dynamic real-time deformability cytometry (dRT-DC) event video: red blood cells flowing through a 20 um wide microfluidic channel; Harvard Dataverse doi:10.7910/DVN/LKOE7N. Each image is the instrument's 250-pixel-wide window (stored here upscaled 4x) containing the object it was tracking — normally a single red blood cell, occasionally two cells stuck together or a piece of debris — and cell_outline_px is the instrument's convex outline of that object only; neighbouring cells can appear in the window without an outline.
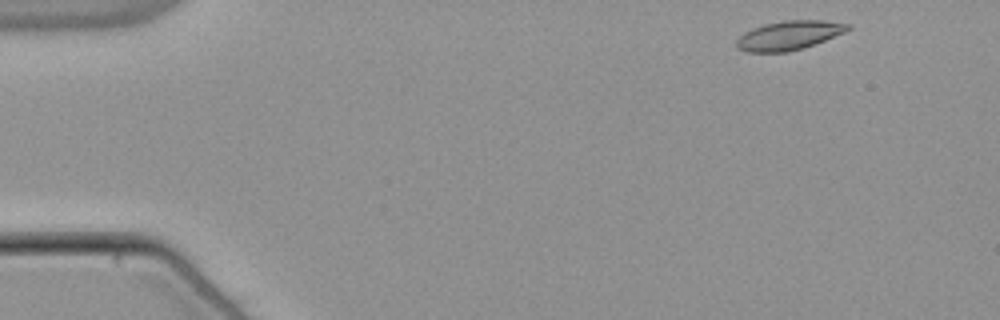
{"species": "common noctule bat (a hibernating species)", "species_latin": "Nyctalus noctula", "temperature_condition": "warm", "stored_images_in_passage": 49, "camera_frame_rate_fps": 3000, "um_per_image_px": 0.085, "animal": {"sex": "male", "body_mass_g": 21.5, "forearm_length_mm": 52.0}, "frame": {"image": 1, "passage_image": 1, "time_ms": 0.0, "image_size_px": [1000, 320], "cell_outline_px": [[852, 28], [844, 32], [816, 44], [804, 48], [788, 52], [748, 52], [736, 48], [736, 40], [744, 32], [752, 28], [764, 24], [784, 20], [824, 20], [852, 24]], "centroid_in_image_um": [67.07, 3.0], "position_along_channel_um": 17.9, "area_um2": 19.07}}
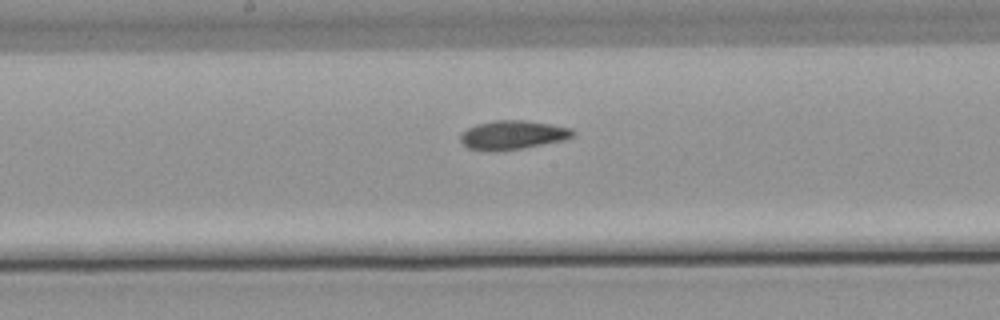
{"frame": {"image": 2, "passage_image": 24, "time_ms": 7.667, "image_size_px": [1000, 320], "cell_outline_px": [[576, 136], [564, 140], [520, 148], [496, 152], [492, 152], [468, 148], [460, 140], [460, 136], [468, 128], [476, 124], [496, 120], [524, 120], [572, 128], [576, 132]], "centroid_in_image_um": [43.59, 11.47], "position_along_channel_um": 204.6, "area_um2": 18.9}}
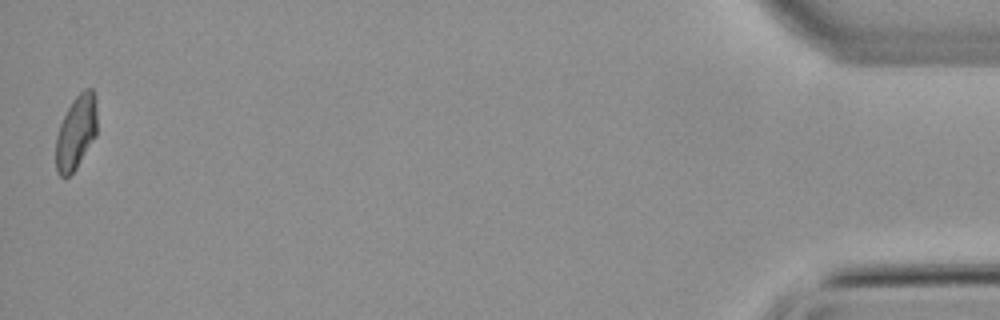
{"frame": {"image": 3, "passage_image": 49, "time_ms": 16.0, "image_size_px": [1000, 320], "cell_outline_px": [[96, 136], [76, 168], [68, 176], [60, 176], [56, 172], [56, 136], [60, 124], [72, 100], [84, 88], [92, 88], [96, 96]], "centroid_in_image_um": [6.47, 11.22], "position_along_channel_um": 428.7, "area_um2": 17.74}, "authors_computed_cell_mechanics": {"area_um2": 18.7272, "velocity_mm_per_s": 3.812, "shape_relaxation_time_tau1_ms": null, "shape_relaxation_time_tau2_ms": 3.5793, "deformation_change_tau1": null, "deformation_change_tau2": 0.1028}}